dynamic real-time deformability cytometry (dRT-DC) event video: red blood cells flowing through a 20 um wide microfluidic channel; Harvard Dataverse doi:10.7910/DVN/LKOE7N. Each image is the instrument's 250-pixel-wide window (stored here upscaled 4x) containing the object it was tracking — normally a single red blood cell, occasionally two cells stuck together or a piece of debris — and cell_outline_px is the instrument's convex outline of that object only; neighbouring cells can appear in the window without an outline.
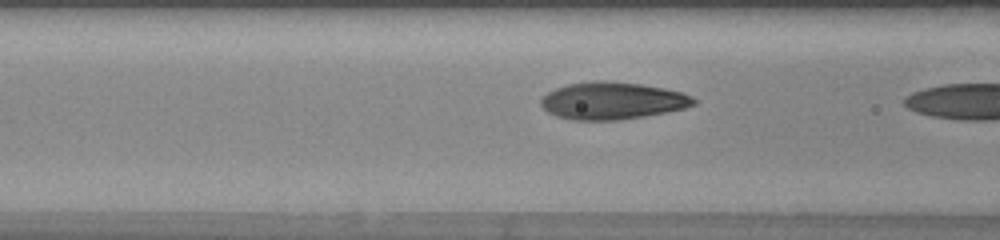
{"species": "human", "species_latin": "Homo sapiens", "temperature_condition": "warm", "stored_images_in_passage": 19, "camera_frame_rate_fps": 3000, "um_per_image_px": 0.085, "donor": {"sex": "female"}, "frame": {"image": 1, "passage_image": 18, "time_ms": 5.667, "image_size_px": [1000, 240], "cell_outline_px": [[696, 104], [684, 108], [644, 116], [616, 120], [572, 120], [556, 116], [548, 112], [540, 104], [540, 100], [548, 92], [556, 88], [568, 84], [592, 80], [604, 80], [640, 84], [664, 88], [684, 92], [692, 96], [696, 100]], "centroid_in_image_um": [52.04, 8.55], "position_along_channel_um": 114.6, "area_um2": 33.18}}